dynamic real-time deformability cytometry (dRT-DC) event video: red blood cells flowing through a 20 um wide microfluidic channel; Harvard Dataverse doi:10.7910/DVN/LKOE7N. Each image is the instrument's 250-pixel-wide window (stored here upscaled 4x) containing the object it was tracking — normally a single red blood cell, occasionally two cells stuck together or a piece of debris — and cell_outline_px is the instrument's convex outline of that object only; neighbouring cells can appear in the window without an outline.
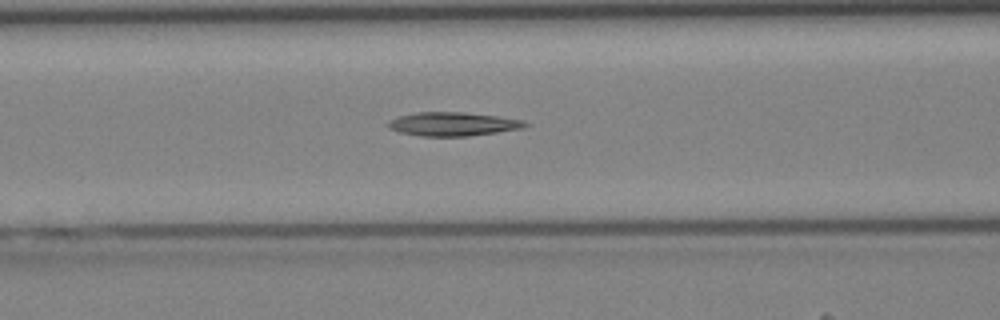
{"species": "Egyptian fruit bat (a non-hibernating species)", "species_latin": "Rousettus aegyptiacus", "temperature_condition": "cold", "stored_images_in_passage": 42, "camera_frame_rate_fps": 3000, "um_per_image_px": 0.085, "animal": {"sex": "female"}, "frame": {"image": 1, "passage_image": 17, "time_ms": 5.333, "image_size_px": [1000, 320], "cell_outline_px": [[528, 124], [524, 128], [468, 136], [420, 136], [400, 132], [388, 128], [388, 120], [400, 116], [416, 112], [464, 112], [496, 116], [524, 120]], "centroid_in_image_um": [38.48, 10.54], "position_along_channel_um": 128.1, "area_um2": 18.84}}
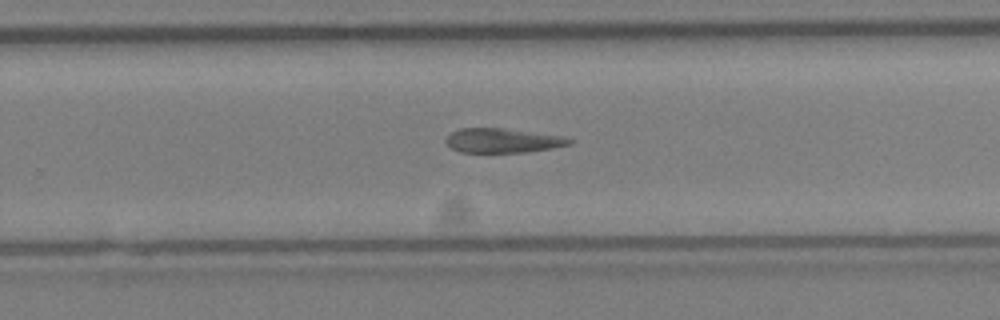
{"frame": {"image": 2, "passage_image": 27, "time_ms": 8.667, "image_size_px": [1000, 320], "cell_outline_px": [[572, 144], [552, 148], [528, 152], [460, 152], [452, 148], [444, 140], [452, 132], [460, 128], [500, 128], [564, 136], [572, 140]], "centroid_in_image_um": [42.74, 11.95], "position_along_channel_um": 287.1, "area_um2": 17.4}}
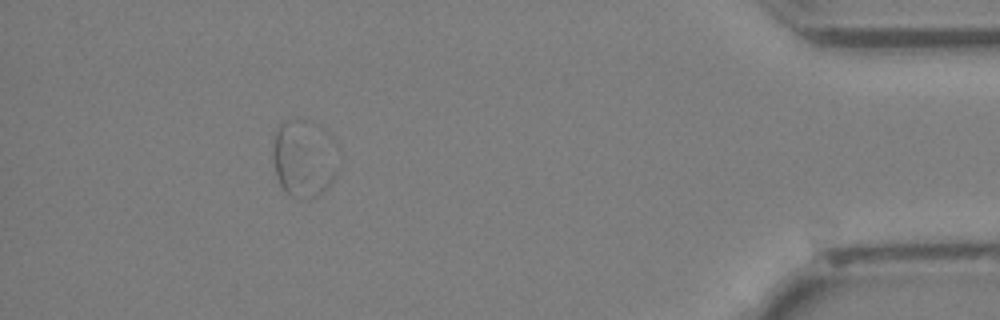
{"frame": {"image": 3, "passage_image": 38, "time_ms": 12.333, "image_size_px": [1000, 320], "cell_outline_px": [[344, 160], [340, 168], [332, 180], [316, 196], [308, 200], [292, 196], [280, 184], [276, 176], [272, 156], [272, 152], [276, 128], [284, 120], [304, 120]], "centroid_in_image_um": [25.78, 13.56], "position_along_channel_um": 409.4, "area_um2": 28.32}}